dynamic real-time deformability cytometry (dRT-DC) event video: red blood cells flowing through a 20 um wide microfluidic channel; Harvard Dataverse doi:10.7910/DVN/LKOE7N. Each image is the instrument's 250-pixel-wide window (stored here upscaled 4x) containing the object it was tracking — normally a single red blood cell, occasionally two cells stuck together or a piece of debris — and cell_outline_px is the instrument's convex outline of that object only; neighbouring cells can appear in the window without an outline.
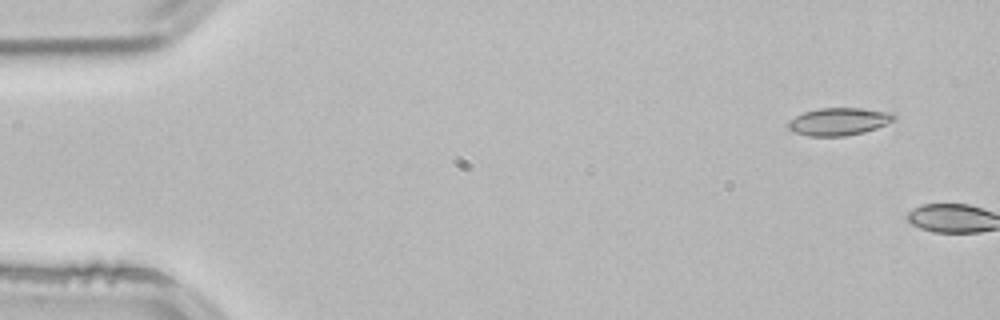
{"species": "common noctule bat (a hibernating species)", "species_latin": "Nyctalus noctula", "temperature_condition": "room temperature", "stored_images_in_passage": 4, "camera_frame_rate_fps": 3000, "um_per_image_px": 0.085, "animal": {"sex": "male", "body_mass_g": 21.5, "forearm_length_mm": 52.0}, "frame": {"image": 1, "passage_image": 1, "time_ms": 0.0, "image_size_px": [1000, 320], "cell_outline_px": [[896, 116], [892, 120], [876, 128], [864, 132], [844, 136], [808, 136], [792, 132], [788, 128], [788, 120], [804, 112], [820, 108], [856, 108], [892, 112]], "centroid_in_image_um": [71.25, 10.33], "position_along_channel_um": 13.8, "area_um2": 16.88}}